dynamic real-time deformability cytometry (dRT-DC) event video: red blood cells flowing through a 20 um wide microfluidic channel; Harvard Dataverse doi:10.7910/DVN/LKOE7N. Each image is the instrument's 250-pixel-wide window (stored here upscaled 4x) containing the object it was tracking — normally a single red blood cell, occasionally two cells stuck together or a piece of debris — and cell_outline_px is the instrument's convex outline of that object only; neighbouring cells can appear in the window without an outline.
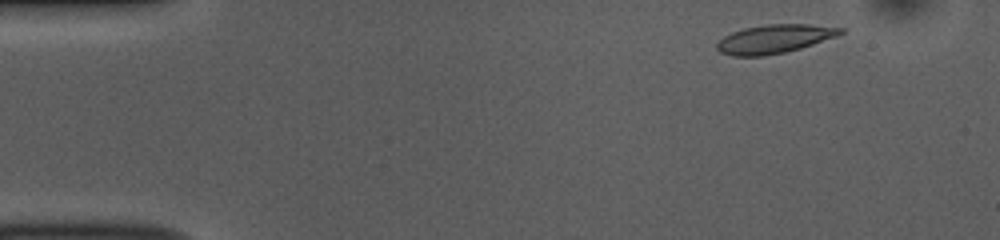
{"species": "common noctule bat (a hibernating species)", "species_latin": "Nyctalus noctula", "temperature_condition": "room temperature", "stored_images_in_passage": 50, "camera_frame_rate_fps": 3000, "um_per_image_px": 0.085, "animal": {"sex": "female", "body_mass_g": 10.0, "forearm_length_mm": 53.1}, "frame": {"image": 1, "passage_image": 3, "time_ms": 0.667, "image_size_px": [1000, 240], "cell_outline_px": [[844, 32], [836, 36], [800, 48], [784, 52], [764, 56], [732, 56], [720, 52], [716, 48], [716, 44], [724, 36], [732, 32], [744, 28], [768, 24], [808, 24], [844, 28]], "centroid_in_image_um": [65.8, 3.31], "position_along_channel_um": 19.2, "area_um2": 20.46}}
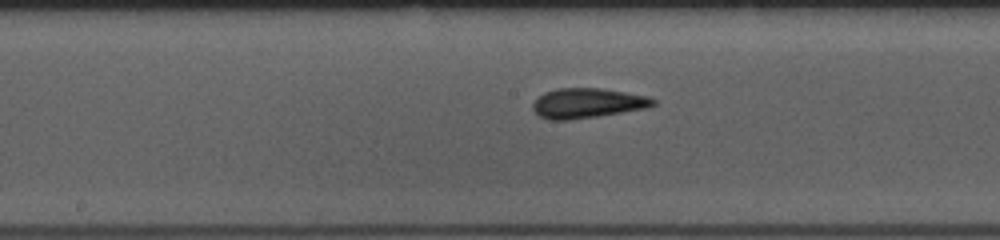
{"frame": {"image": 2, "passage_image": 24, "time_ms": 7.667, "image_size_px": [1000, 240], "cell_outline_px": [[656, 104], [648, 108], [596, 116], [568, 120], [548, 120], [540, 116], [532, 108], [532, 104], [544, 92], [556, 88], [600, 88], [648, 96], [656, 100]], "centroid_in_image_um": [49.93, 8.76], "position_along_channel_um": 198.3, "area_um2": 20.87}}
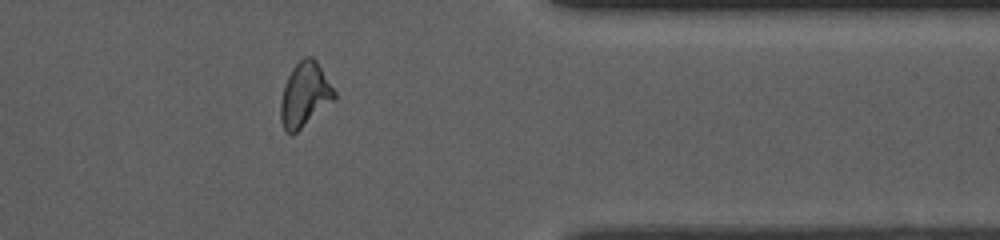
{"frame": {"image": 3, "passage_image": 40, "time_ms": 13.0, "image_size_px": [1000, 240], "cell_outline_px": [[336, 96], [332, 100], [292, 136], [284, 132], [280, 120], [280, 100], [284, 84], [292, 68], [304, 56], [312, 56], [316, 60], [336, 92]], "centroid_in_image_um": [25.85, 8.05], "position_along_channel_um": 385.5, "area_um2": 20.0}, "authors_computed_cell_mechanics": {"area_um2": 20.3745, "velocity_mm_per_s": 3.79, "shape_relaxation_time_tau1_ms": 4.3714, "shape_relaxation_time_tau2_ms": 2.2678, "deformation_change_tau1": 0.1633, "deformation_change_tau2": 0.0652}}